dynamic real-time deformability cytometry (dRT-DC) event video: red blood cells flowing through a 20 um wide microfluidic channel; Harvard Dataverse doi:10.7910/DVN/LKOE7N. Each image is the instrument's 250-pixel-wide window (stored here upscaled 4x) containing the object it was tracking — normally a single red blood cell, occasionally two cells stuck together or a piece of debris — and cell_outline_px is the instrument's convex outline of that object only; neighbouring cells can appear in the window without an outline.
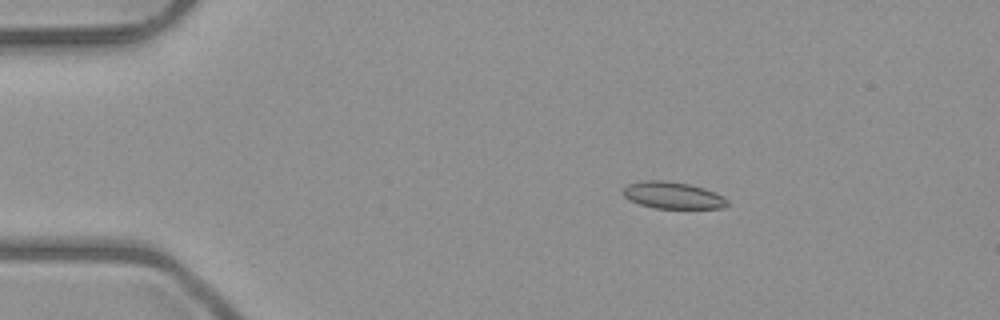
{"species": "common noctule bat (a hibernating species)", "species_latin": "Nyctalus noctula", "temperature_condition": "room temperature", "stored_images_in_passage": 52, "camera_frame_rate_fps": 3000, "um_per_image_px": 0.085, "animal": {"sex": "male", "body_mass_g": 23.1, "forearm_length_mm": 52.7}, "frame": {"image": 1, "passage_image": 9, "time_ms": 2.667, "image_size_px": [1000, 320], "cell_outline_px": [[728, 204], [724, 208], [656, 208], [640, 204], [624, 196], [624, 188], [628, 184], [644, 180], [664, 180], [688, 184], [704, 188], [716, 192], [724, 196], [728, 200]], "centroid_in_image_um": [57.23, 16.6], "position_along_channel_um": 27.8, "area_um2": 16.18}}
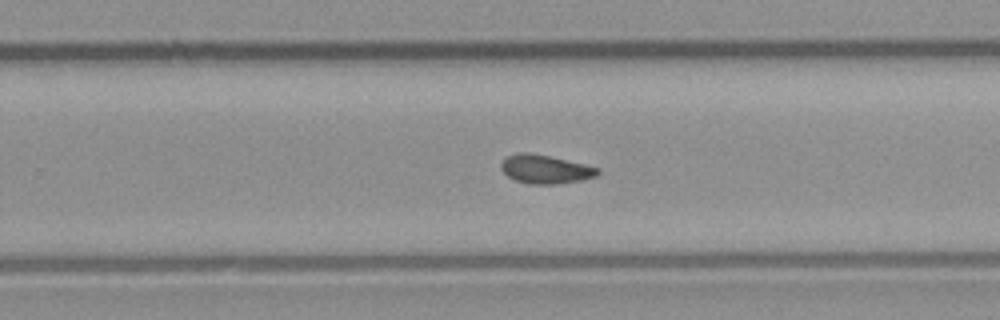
{"frame": {"image": 2, "passage_image": 33, "time_ms": 10.667, "image_size_px": [1000, 320], "cell_outline_px": [[600, 172], [596, 176], [580, 180], [556, 184], [528, 184], [516, 180], [508, 176], [500, 168], [500, 164], [508, 156], [516, 152], [532, 152], [552, 156], [600, 168]], "centroid_in_image_um": [46.35, 14.37], "position_along_channel_um": 283.5, "area_um2": 16.24}}
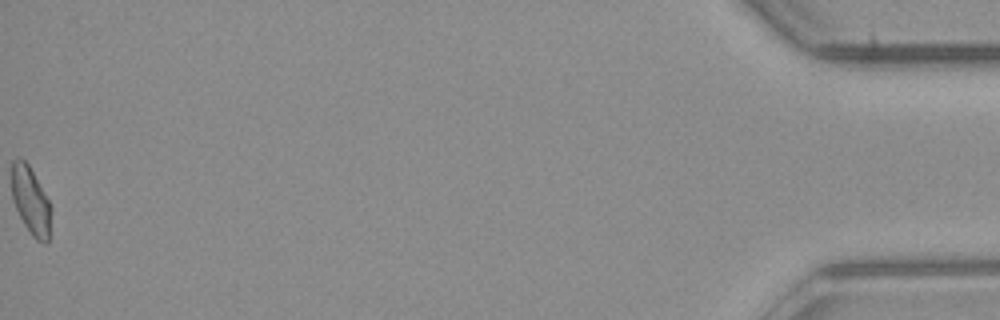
{"frame": {"image": 3, "passage_image": 52, "time_ms": 17.0, "image_size_px": [1000, 320], "cell_outline_px": [[52, 208], [48, 244], [44, 244], [36, 240], [32, 236], [24, 224], [16, 208], [12, 196], [12, 160], [16, 156], [20, 156], [28, 164], [48, 200]], "centroid_in_image_um": [2.62, 17.08], "position_along_channel_um": 432.6, "area_um2": 15.55}, "authors_computed_cell_mechanics": {"area_um2": 15.9817, "velocity_mm_per_s": 4.0321, "shape_relaxation_time_tau1_ms": null, "shape_relaxation_time_tau2_ms": 2.9705, "deformation_change_tau1": null, "deformation_change_tau2": 0.0841}}